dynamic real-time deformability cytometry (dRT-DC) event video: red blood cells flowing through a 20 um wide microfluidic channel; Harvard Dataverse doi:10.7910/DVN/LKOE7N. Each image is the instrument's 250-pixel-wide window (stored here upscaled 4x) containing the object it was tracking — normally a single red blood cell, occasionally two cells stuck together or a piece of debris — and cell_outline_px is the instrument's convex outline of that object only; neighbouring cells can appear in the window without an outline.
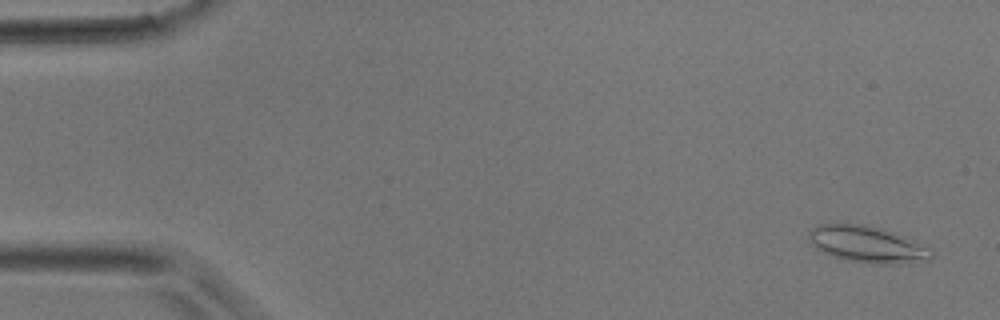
{"species": "common noctule bat (a hibernating species)", "species_latin": "Nyctalus noctula", "temperature_condition": "room temperature", "stored_images_in_passage": 3, "camera_frame_rate_fps": 3000, "um_per_image_px": 0.085, "animal": {"sex": "male", "body_mass_g": 17.9}, "frame": {"image": 1, "passage_image": 1, "time_ms": 0.0, "image_size_px": [1000, 320], "cell_outline_px": [[932, 256], [928, 260], [900, 264], [880, 264], [852, 260], [836, 256], [824, 252], [816, 248], [812, 244], [808, 236], [808, 232], [816, 224], [860, 224], [880, 228], [892, 232], [928, 248], [932, 252]], "centroid_in_image_um": [73.68, 20.76], "position_along_channel_um": 11.3, "area_um2": 25.32}}